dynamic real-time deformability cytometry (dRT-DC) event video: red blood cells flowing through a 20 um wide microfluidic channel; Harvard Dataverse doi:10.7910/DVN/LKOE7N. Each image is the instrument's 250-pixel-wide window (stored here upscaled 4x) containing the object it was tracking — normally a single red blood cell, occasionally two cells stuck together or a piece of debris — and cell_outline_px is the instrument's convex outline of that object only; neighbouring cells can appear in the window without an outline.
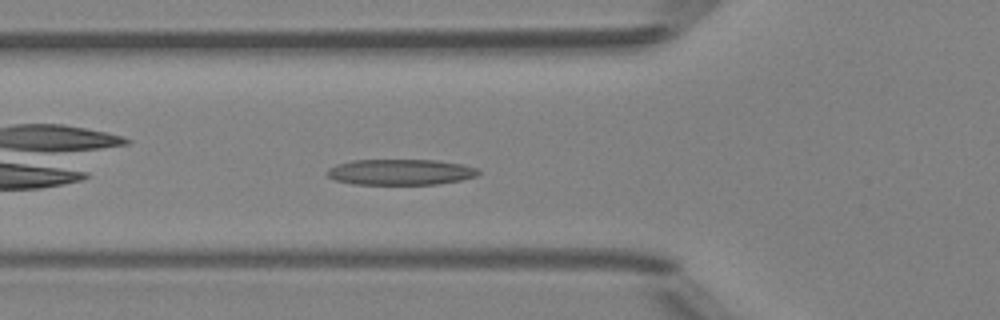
{"species": "Egyptian fruit bat (a non-hibernating species)", "species_latin": "Rousettus aegyptiacus", "temperature_condition": "room temperature", "stored_images_in_passage": 35, "camera_frame_rate_fps": 3000, "um_per_image_px": 0.085, "animal": {"sex": "female"}, "frame": {"image": 1, "passage_image": 5, "time_ms": 1.333, "image_size_px": [1000, 320], "cell_outline_px": [[480, 172], [476, 176], [460, 180], [436, 184], [352, 184], [336, 180], [328, 176], [324, 172], [328, 168], [336, 164], [352, 160], [436, 160], [460, 164], [480, 168]], "centroid_in_image_um": [34.01, 14.62], "position_along_channel_um": 91.8, "area_um2": 22.77}}
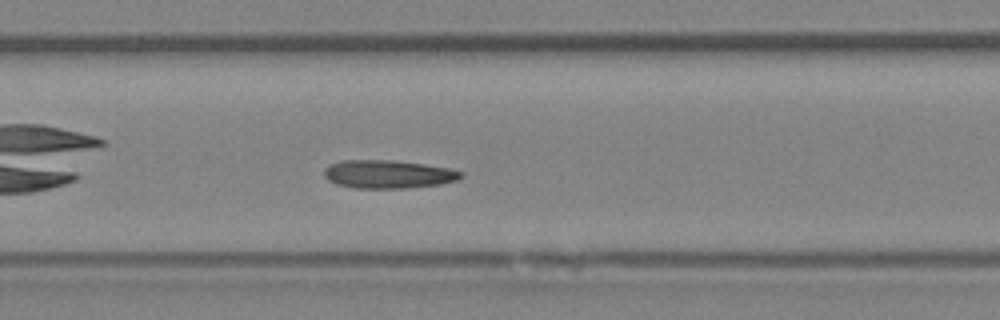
{"frame": {"image": 2, "passage_image": 11, "time_ms": 3.333, "image_size_px": [1000, 320], "cell_outline_px": [[464, 176], [456, 180], [440, 184], [408, 188], [352, 188], [336, 184], [328, 180], [324, 176], [324, 168], [328, 164], [340, 160], [392, 160], [424, 164], [448, 168], [464, 172]], "centroid_in_image_um": [32.96, 14.8], "position_along_channel_um": 174.4, "area_um2": 22.72}}
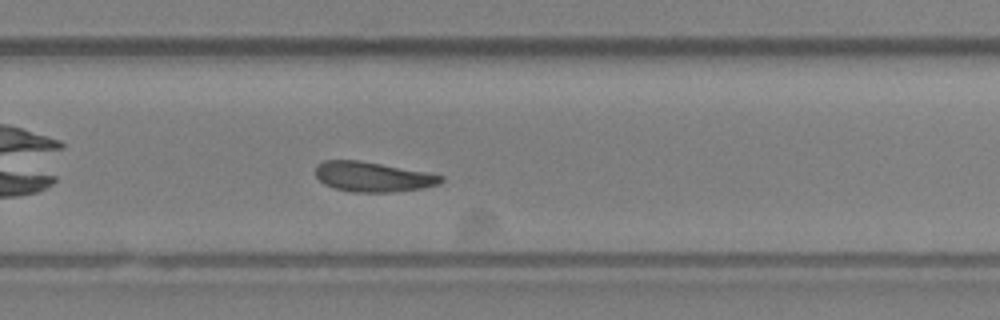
{"frame": {"image": 3, "passage_image": 20, "time_ms": 6.333, "image_size_px": [1000, 320], "cell_outline_px": [[444, 180], [440, 184], [420, 188], [392, 192], [352, 192], [336, 188], [324, 184], [316, 176], [316, 164], [324, 160], [360, 160], [424, 172], [444, 176]], "centroid_in_image_um": [31.66, 15.02], "position_along_channel_um": 298.1, "area_um2": 21.68}, "authors_computed_cell_mechanics": {"area_um2": 21.9062, "velocity_mm_per_s": 4.15, "shape_relaxation_time_tau1_ms": 3.3593, "shape_relaxation_time_tau2_ms": 2.6348, "deformation_change_tau1": 0.1167, "deformation_change_tau2": 0.1056}}